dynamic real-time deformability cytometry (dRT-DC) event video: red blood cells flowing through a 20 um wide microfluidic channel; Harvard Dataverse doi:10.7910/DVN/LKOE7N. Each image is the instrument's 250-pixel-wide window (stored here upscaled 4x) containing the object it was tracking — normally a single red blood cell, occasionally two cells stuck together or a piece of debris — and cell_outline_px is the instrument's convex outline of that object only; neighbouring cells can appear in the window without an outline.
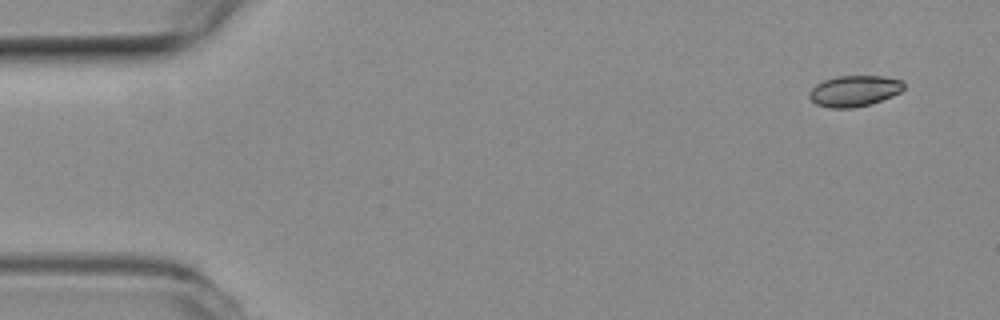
{"species": "common noctule bat (a hibernating species)", "species_latin": "Nyctalus noctula", "temperature_condition": "room temperature", "stored_images_in_passage": 4, "camera_frame_rate_fps": 3000, "um_per_image_px": 0.085, "animal": {"sex": "female", "body_mass_g": 19.3, "forearm_length_mm": 54.1}, "frame": {"image": 1, "passage_image": 1, "time_ms": 0.0, "image_size_px": [1000, 320], "cell_outline_px": [[904, 88], [900, 92], [892, 96], [872, 104], [852, 108], [828, 108], [816, 104], [808, 96], [808, 92], [816, 84], [824, 80], [836, 76], [884, 76], [904, 80]], "centroid_in_image_um": [72.62, 7.73], "position_along_channel_um": 12.4, "area_um2": 17.28}}